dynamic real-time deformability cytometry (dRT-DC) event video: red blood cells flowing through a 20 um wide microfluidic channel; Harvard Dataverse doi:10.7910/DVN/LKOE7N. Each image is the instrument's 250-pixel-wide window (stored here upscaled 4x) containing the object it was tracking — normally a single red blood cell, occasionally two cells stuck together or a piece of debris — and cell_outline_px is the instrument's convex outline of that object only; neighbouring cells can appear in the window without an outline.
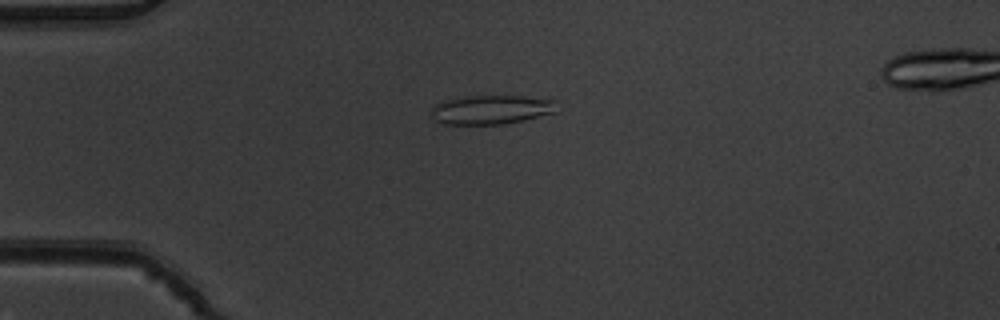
{"species": "common noctule bat (a hibernating species)", "species_latin": "Nyctalus noctula", "temperature_condition": "warm", "stored_images_in_passage": 8, "camera_frame_rate_fps": 3000, "um_per_image_px": 0.085, "animal": {"sex": "male", "body_mass_g": 19.5, "forearm_length_mm": 54.6}, "frame": {"image": 1, "passage_image": 4, "time_ms": 1.0, "image_size_px": [1000, 320], "cell_outline_px": [[556, 112], [524, 120], [504, 124], [444, 124], [436, 120], [432, 116], [432, 108], [436, 104], [448, 100], [464, 96], [520, 96], [556, 100]], "centroid_in_image_um": [41.78, 9.32], "position_along_channel_um": 43.2, "area_um2": 21.1}}
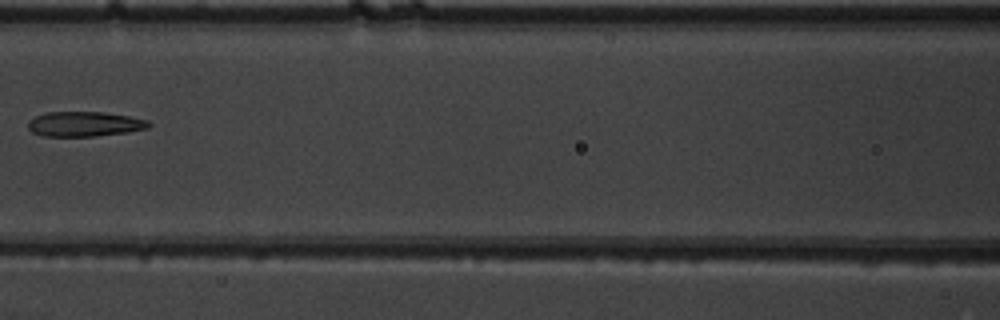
{"frame": {"image": 2, "passage_image": 7, "time_ms": 2.0, "image_size_px": [1000, 320], "cell_outline_px": [[152, 124], [148, 128], [128, 132], [96, 136], [44, 136], [32, 132], [28, 128], [28, 120], [36, 116], [48, 112], [104, 112], [128, 116], [148, 120]], "centroid_in_image_um": [7.19, 10.54], "position_along_channel_um": 159.4, "area_um2": 17.51}}
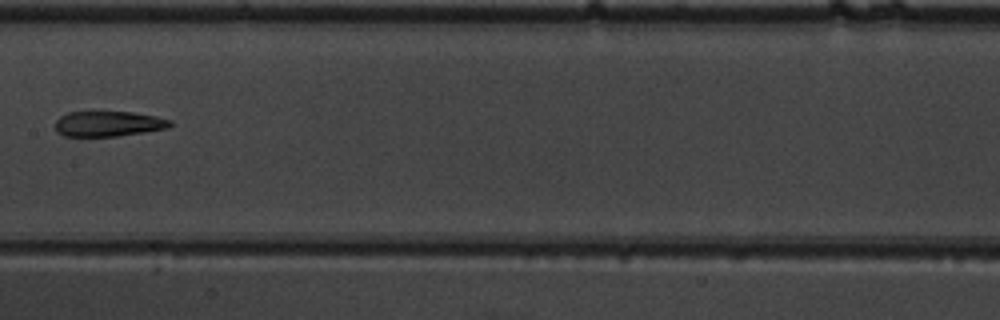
{"frame": {"image": 3, "passage_image": 8, "time_ms": 2.333, "image_size_px": [1000, 320], "cell_outline_px": [[172, 124], [168, 128], [144, 132], [116, 136], [64, 136], [56, 132], [56, 120], [60, 116], [68, 112], [132, 112], [156, 116], [172, 120]], "centroid_in_image_um": [9.21, 10.52], "position_along_channel_um": 198.2, "area_um2": 16.94}}